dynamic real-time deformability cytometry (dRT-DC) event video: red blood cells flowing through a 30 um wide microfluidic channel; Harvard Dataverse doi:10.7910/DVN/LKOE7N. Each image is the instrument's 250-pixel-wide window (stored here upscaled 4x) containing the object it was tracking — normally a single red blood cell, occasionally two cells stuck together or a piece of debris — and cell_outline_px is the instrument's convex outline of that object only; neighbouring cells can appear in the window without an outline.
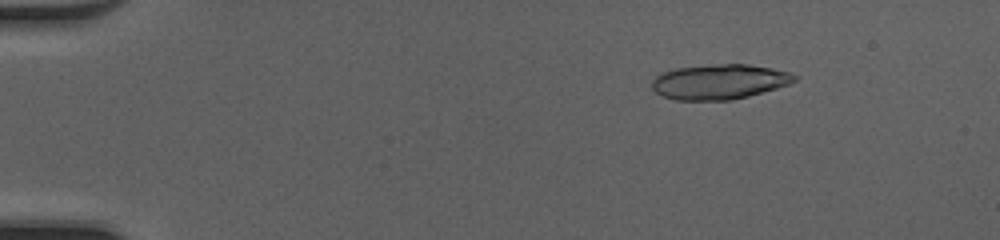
{"species": "common noctule bat (a hibernating species)", "species_latin": "Nyctalus noctula", "temperature_condition": "cold", "stored_images_in_passage": 50, "segment_of_instrument_passage": [1, 2], "camera_frame_rate_fps": 3000, "um_per_image_px": 0.085, "animal": {"sex": "female", "body_mass_g": 20.0, "forearm_length_mm": 54.0}, "frame": {"image": 1, "passage_image": 8, "time_ms": 2.333, "image_size_px": [1000, 240], "cell_outline_px": [[800, 76], [796, 80], [788, 84], [776, 88], [748, 96], [732, 100], [676, 100], [660, 96], [652, 88], [652, 80], [660, 72], [676, 68], [712, 64], [748, 64], [772, 68], [792, 72]], "centroid_in_image_um": [61.14, 6.94], "position_along_channel_um": 23.9, "area_um2": 29.36}}
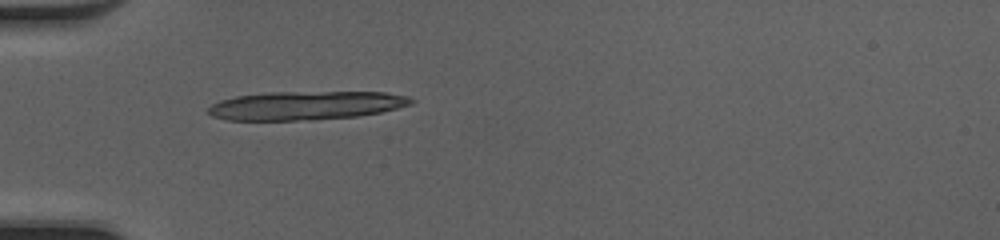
{"frame": {"image": 2, "passage_image": 17, "time_ms": 5.333, "image_size_px": [1000, 240], "cell_outline_px": [[416, 100], [412, 104], [380, 112], [356, 116], [312, 120], [228, 120], [212, 116], [204, 112], [212, 104], [220, 100], [236, 96], [268, 92], [384, 92], [408, 96]], "centroid_in_image_um": [25.97, 8.96], "position_along_channel_um": 59.0, "area_um2": 33.99}}